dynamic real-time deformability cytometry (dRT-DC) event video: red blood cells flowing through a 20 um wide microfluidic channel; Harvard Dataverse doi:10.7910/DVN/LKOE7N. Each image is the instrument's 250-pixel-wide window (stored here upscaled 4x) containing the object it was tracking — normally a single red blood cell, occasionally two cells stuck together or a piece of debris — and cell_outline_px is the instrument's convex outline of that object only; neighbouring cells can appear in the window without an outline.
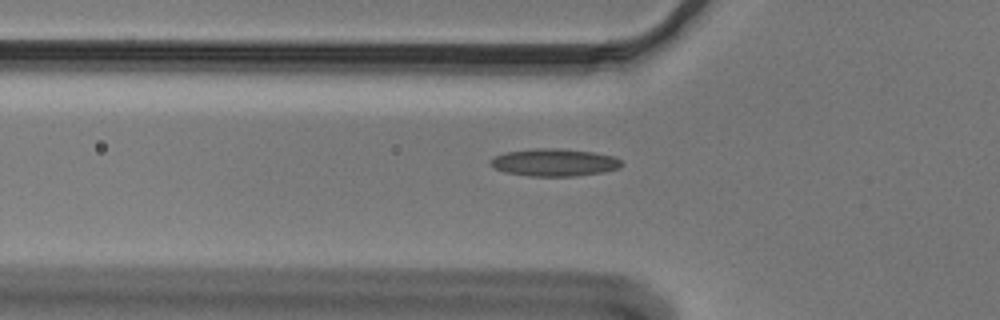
{"species": "Egyptian fruit bat (a non-hibernating species)", "species_latin": "Rousettus aegyptiacus", "temperature_condition": "cold", "stored_images_in_passage": 40, "camera_frame_rate_fps": 3000, "um_per_image_px": 0.085, "animal": {"sex": "male"}, "frame": {"image": 1, "passage_image": 8, "time_ms": 2.333, "image_size_px": [1000, 320], "cell_outline_px": [[624, 164], [620, 168], [604, 172], [572, 176], [532, 176], [504, 172], [496, 168], [492, 164], [492, 160], [496, 156], [504, 152], [536, 148], [560, 148], [592, 152], [616, 156]], "centroid_in_image_um": [47.18, 13.8], "position_along_channel_um": 78.6, "area_um2": 20.92}}
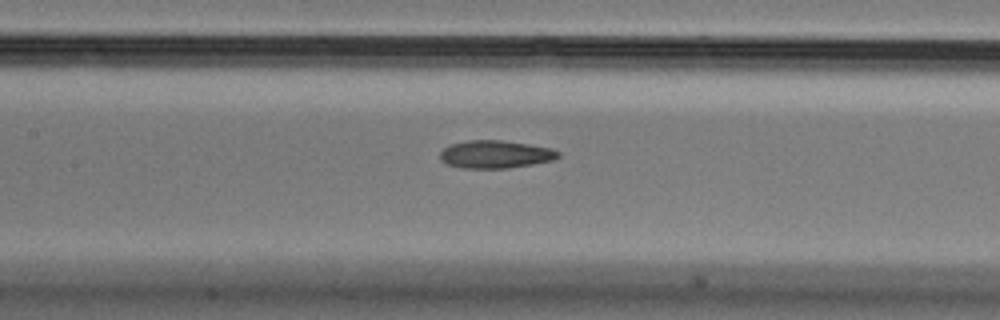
{"frame": {"image": 2, "passage_image": 15, "time_ms": 4.667, "image_size_px": [1000, 320], "cell_outline_px": [[560, 156], [556, 160], [508, 168], [460, 168], [448, 164], [440, 160], [440, 152], [444, 148], [452, 144], [468, 140], [504, 140], [552, 148], [560, 152]], "centroid_in_image_um": [42.14, 13.12], "position_along_channel_um": 165.3, "area_um2": 19.25}}
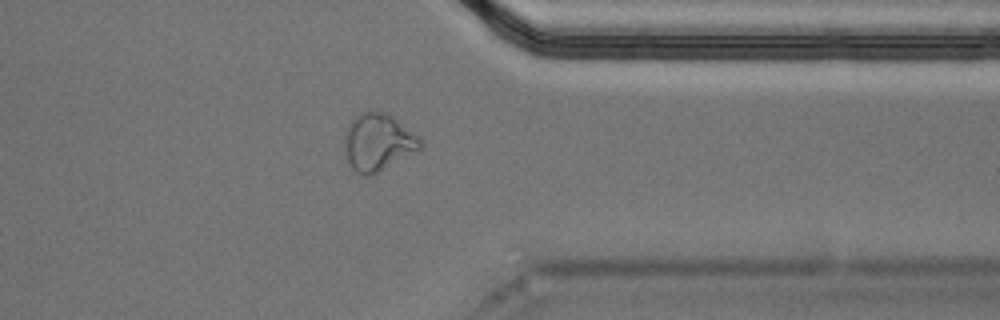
{"frame": {"image": 3, "passage_image": 33, "time_ms": 10.667, "image_size_px": [1000, 320], "cell_outline_px": [[420, 148], [372, 176], [364, 176], [356, 172], [348, 164], [344, 152], [344, 136], [348, 124], [360, 112], [384, 112], [392, 116], [420, 136]], "centroid_in_image_um": [32.08, 12.1], "position_along_channel_um": 379.3, "area_um2": 25.2}}